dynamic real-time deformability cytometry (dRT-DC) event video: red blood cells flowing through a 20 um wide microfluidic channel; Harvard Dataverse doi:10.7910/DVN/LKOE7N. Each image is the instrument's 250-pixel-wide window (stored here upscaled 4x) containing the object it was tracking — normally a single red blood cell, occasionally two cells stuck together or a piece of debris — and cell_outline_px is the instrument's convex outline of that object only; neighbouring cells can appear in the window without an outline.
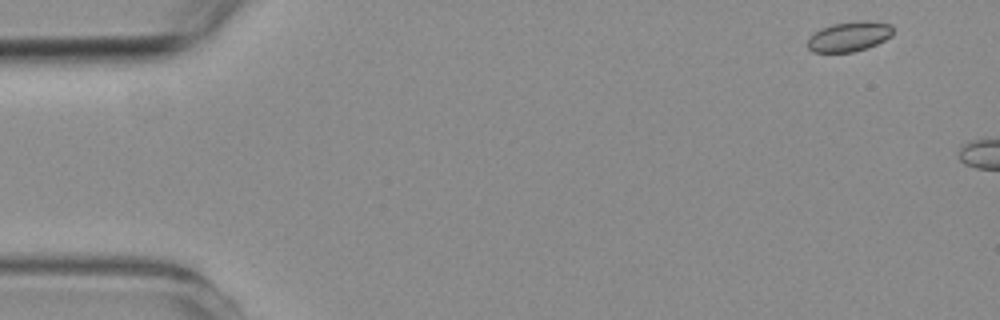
{"species": "common noctule bat (a hibernating species)", "species_latin": "Nyctalus noctula", "temperature_condition": "room temperature", "stored_images_in_passage": 6, "camera_frame_rate_fps": 3000, "um_per_image_px": 0.085, "animal": {"sex": "female", "body_mass_g": 19.3, "forearm_length_mm": 54.1}, "frame": {"image": 1, "passage_image": 2, "time_ms": 0.333, "image_size_px": [1000, 320], "cell_outline_px": [[892, 36], [876, 44], [852, 52], [812, 52], [808, 48], [808, 40], [820, 28], [832, 24], [860, 20], [868, 20], [892, 24]], "centroid_in_image_um": [72.2, 3.09], "position_along_channel_um": 12.8, "area_um2": 14.8}}